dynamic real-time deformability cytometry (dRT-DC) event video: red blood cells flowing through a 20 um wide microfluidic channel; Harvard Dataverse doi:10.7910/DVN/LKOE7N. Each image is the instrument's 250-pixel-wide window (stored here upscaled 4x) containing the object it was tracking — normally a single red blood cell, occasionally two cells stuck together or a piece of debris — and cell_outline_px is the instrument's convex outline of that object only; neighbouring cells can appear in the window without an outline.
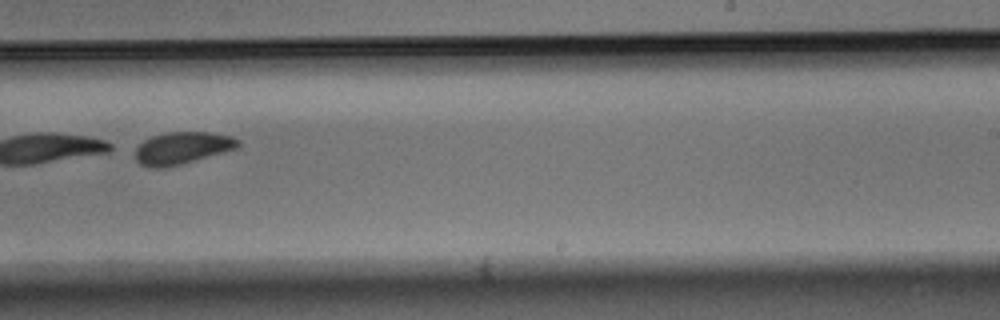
{"species": "Egyptian fruit bat (a non-hibernating species)", "species_latin": "Rousettus aegyptiacus", "temperature_condition": "warm", "stored_images_in_passage": 42, "segment_of_instrument_passage": [2, 2], "camera_frame_rate_fps": 3000, "um_per_image_px": 0.085, "animal": {"sex": "male"}, "frame": {"image": 1, "passage_image": 23, "time_ms": 7.333, "image_size_px": [1000, 320], "cell_outline_px": [[240, 144], [236, 148], [180, 164], [164, 168], [152, 168], [140, 164], [136, 160], [136, 148], [144, 140], [152, 136], [168, 132], [208, 132], [232, 136], [240, 140]], "centroid_in_image_um": [15.47, 12.57], "position_along_channel_um": 273.5, "area_um2": 19.02}}